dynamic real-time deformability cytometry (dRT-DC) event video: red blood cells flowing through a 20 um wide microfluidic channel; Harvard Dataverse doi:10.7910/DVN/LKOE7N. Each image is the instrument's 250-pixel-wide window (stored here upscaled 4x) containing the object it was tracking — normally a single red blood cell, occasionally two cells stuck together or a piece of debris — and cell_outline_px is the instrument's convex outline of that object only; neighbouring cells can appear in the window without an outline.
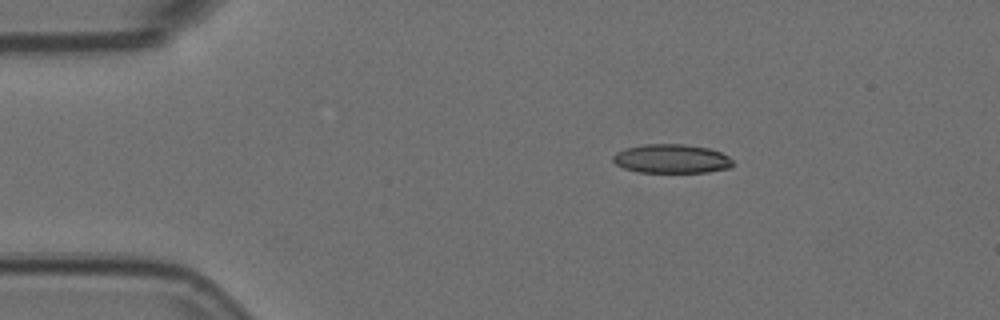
{"species": "Egyptian fruit bat (a non-hibernating species)", "species_latin": "Rousettus aegyptiacus", "temperature_condition": "room temperature", "stored_images_in_passage": 5, "camera_frame_rate_fps": 3000, "um_per_image_px": 0.085, "animal": {"sex": "female"}, "frame": {"image": 1, "passage_image": 3, "time_ms": 0.667, "image_size_px": [1000, 320], "cell_outline_px": [[736, 164], [732, 168], [708, 172], [640, 172], [624, 168], [616, 164], [612, 160], [612, 156], [616, 152], [624, 148], [644, 144], [684, 144], [708, 148], [720, 152], [728, 156]], "centroid_in_image_um": [57.1, 13.49], "position_along_channel_um": 27.9, "area_um2": 20.4}}
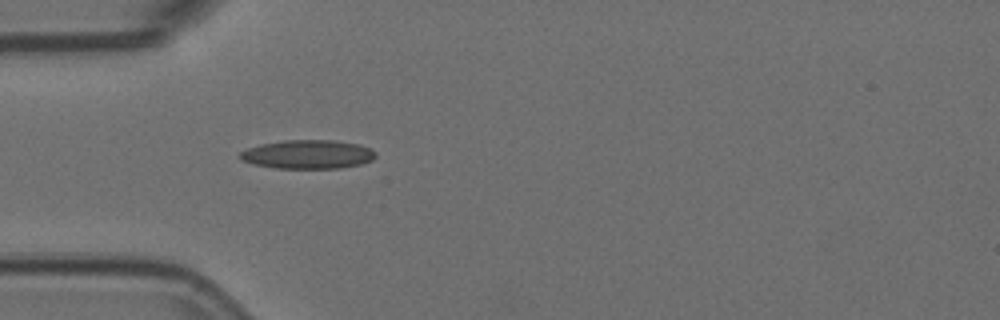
{"frame": {"image": 2, "passage_image": 5, "time_ms": 1.333, "image_size_px": [1000, 320], "cell_outline_px": [[376, 156], [372, 160], [360, 164], [340, 168], [276, 168], [252, 164], [240, 160], [236, 156], [240, 152], [248, 148], [260, 144], [284, 140], [336, 140], [360, 144], [372, 148], [376, 152]], "centroid_in_image_um": [26.15, 13.11], "position_along_channel_um": 58.8, "area_um2": 23.06}}